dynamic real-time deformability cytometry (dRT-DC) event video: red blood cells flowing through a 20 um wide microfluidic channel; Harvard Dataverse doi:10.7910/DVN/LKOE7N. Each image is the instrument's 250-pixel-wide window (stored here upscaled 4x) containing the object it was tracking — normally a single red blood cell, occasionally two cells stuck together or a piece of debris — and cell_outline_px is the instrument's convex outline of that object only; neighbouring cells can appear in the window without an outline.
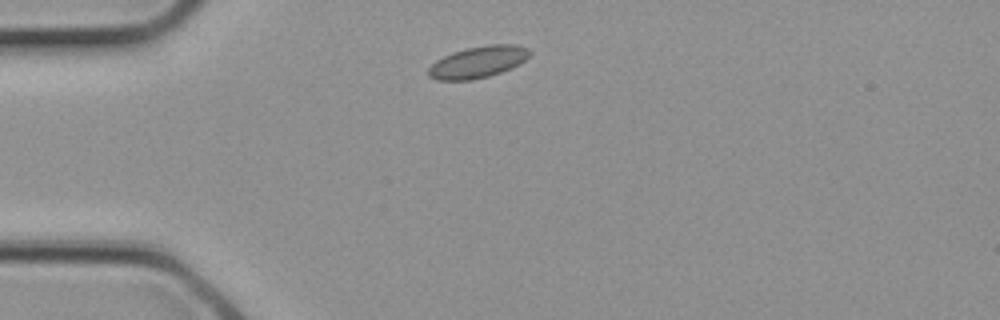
{"species": "common noctule bat (a hibernating species)", "species_latin": "Nyctalus noctula", "temperature_condition": "cold", "stored_images_in_passage": 1, "camera_frame_rate_fps": 3000, "um_per_image_px": 0.085, "animal": {"sex": "female", "body_mass_g": 21.9}, "frame": {"image": 1, "passage_image": 1, "time_ms": 0.0, "image_size_px": [1000, 320], "cell_outline_px": [[532, 52], [524, 60], [512, 68], [488, 76], [472, 80], [436, 80], [428, 76], [428, 68], [436, 60], [452, 52], [468, 48], [488, 44], [516, 44], [528, 48]], "centroid_in_image_um": [40.62, 5.27], "position_along_channel_um": 44.4, "area_um2": 18.67}}